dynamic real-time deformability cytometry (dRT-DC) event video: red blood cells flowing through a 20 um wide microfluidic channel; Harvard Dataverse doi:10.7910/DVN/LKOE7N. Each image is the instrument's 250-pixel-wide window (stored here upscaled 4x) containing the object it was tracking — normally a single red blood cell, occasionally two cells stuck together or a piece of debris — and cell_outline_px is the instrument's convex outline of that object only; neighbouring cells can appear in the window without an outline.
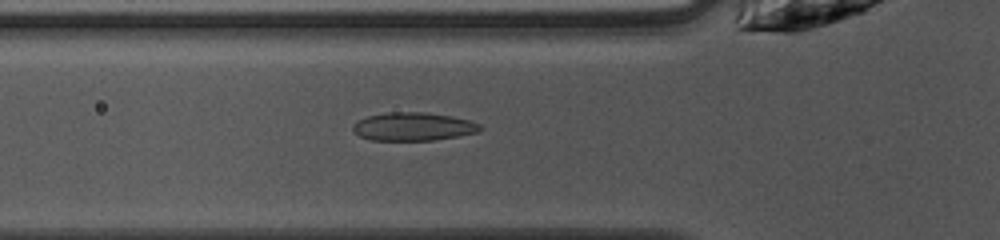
{"species": "common noctule bat (a hibernating species)", "species_latin": "Nyctalus noctula", "temperature_condition": "warm", "stored_images_in_passage": 48, "camera_frame_rate_fps": 3000, "um_per_image_px": 0.085, "animal": {"sex": "female", "body_mass_g": 10.0, "forearm_length_mm": 53.1}, "frame": {"image": 1, "passage_image": 15, "time_ms": 4.667, "image_size_px": [1000, 240], "cell_outline_px": [[484, 128], [480, 132], [432, 140], [372, 140], [360, 136], [352, 132], [352, 124], [356, 120], [368, 116], [388, 112], [428, 112], [452, 116], [468, 120], [480, 124]], "centroid_in_image_um": [35.11, 10.75], "position_along_channel_um": 90.7, "area_um2": 21.1}}
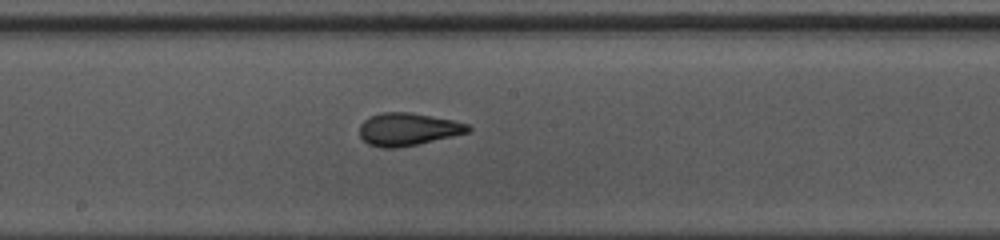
{"frame": {"image": 2, "passage_image": 24, "time_ms": 7.667, "image_size_px": [1000, 240], "cell_outline_px": [[472, 128], [468, 132], [452, 136], [416, 144], [396, 148], [380, 148], [368, 144], [360, 136], [360, 124], [364, 120], [380, 112], [412, 112], [452, 120], [468, 124]], "centroid_in_image_um": [34.65, 10.98], "position_along_channel_um": 213.6, "area_um2": 20.52}}
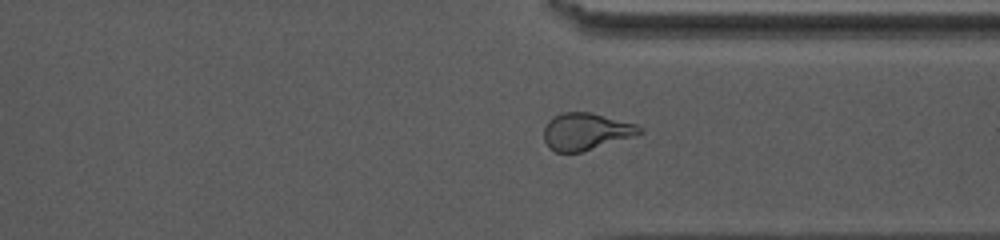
{"frame": {"image": 3, "passage_image": 35, "time_ms": 11.333, "image_size_px": [1000, 240], "cell_outline_px": [[644, 132], [636, 136], [580, 152], [556, 152], [548, 148], [544, 140], [544, 128], [548, 120], [552, 116], [564, 112], [592, 112], [636, 124]], "centroid_in_image_um": [49.79, 11.17], "position_along_channel_um": 361.6, "area_um2": 20.75}, "authors_computed_cell_mechanics": {"area_um2": 21.1548, "velocity_mm_per_s": 4.0579, "shape_relaxation_time_tau1_ms": 4.4967, "shape_relaxation_time_tau2_ms": 1.1329, "deformation_change_tau1": 0.1688, "deformation_change_tau2": 0.0742}}